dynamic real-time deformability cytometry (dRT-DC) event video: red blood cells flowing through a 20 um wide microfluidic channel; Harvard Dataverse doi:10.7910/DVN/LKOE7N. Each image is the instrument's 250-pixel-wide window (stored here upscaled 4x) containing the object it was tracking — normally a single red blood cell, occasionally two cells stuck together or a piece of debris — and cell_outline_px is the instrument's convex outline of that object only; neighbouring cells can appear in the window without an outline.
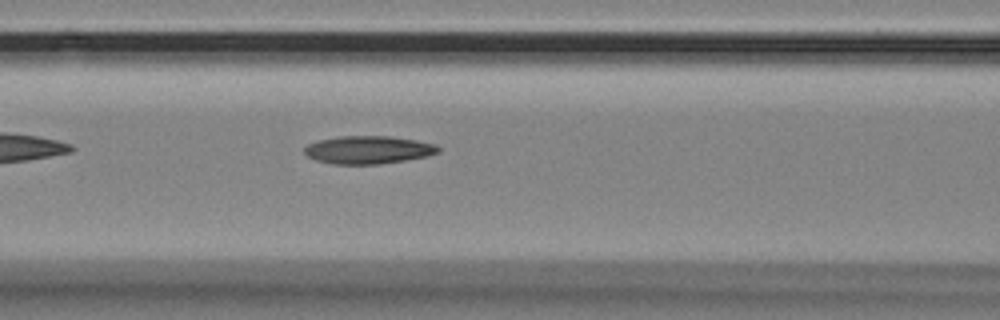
{"species": "Egyptian fruit bat (a non-hibernating species)", "species_latin": "Rousettus aegyptiacus", "temperature_condition": "room temperature", "stored_images_in_passage": 42, "camera_frame_rate_fps": 3000, "um_per_image_px": 0.085, "animal": {"sex": "female"}, "frame": {"image": 1, "passage_image": 15, "time_ms": 4.667, "image_size_px": [1000, 320], "cell_outline_px": [[440, 152], [428, 156], [380, 164], [332, 164], [316, 160], [308, 156], [304, 152], [304, 148], [308, 144], [316, 140], [340, 136], [388, 136], [416, 140], [436, 144], [440, 148]], "centroid_in_image_um": [31.3, 12.73], "position_along_channel_um": 135.3, "area_um2": 21.85}}
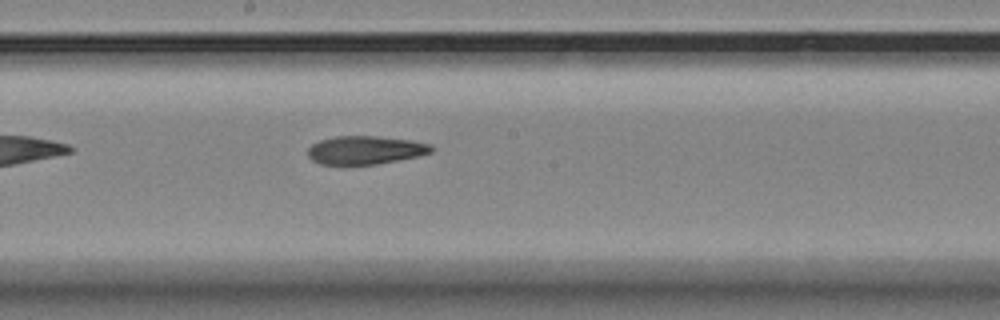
{"frame": {"image": 2, "passage_image": 22, "time_ms": 7.0, "image_size_px": [1000, 320], "cell_outline_px": [[432, 152], [420, 156], [376, 164], [320, 164], [312, 160], [308, 156], [308, 148], [312, 144], [320, 140], [336, 136], [376, 136], [412, 140], [432, 144]], "centroid_in_image_um": [31.07, 12.75], "position_along_channel_um": 217.1, "area_um2": 20.4}}
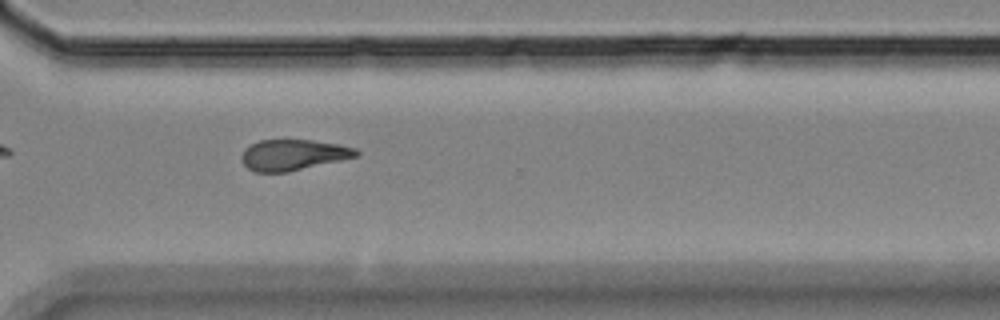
{"frame": {"image": 3, "passage_image": 33, "time_ms": 10.667, "image_size_px": [1000, 320], "cell_outline_px": [[360, 152], [356, 156], [340, 160], [288, 172], [256, 172], [248, 168], [240, 160], [240, 156], [244, 148], [260, 140], [312, 140], [340, 144], [356, 148]], "centroid_in_image_um": [24.89, 13.16], "position_along_channel_um": 345.7, "area_um2": 20.58}}